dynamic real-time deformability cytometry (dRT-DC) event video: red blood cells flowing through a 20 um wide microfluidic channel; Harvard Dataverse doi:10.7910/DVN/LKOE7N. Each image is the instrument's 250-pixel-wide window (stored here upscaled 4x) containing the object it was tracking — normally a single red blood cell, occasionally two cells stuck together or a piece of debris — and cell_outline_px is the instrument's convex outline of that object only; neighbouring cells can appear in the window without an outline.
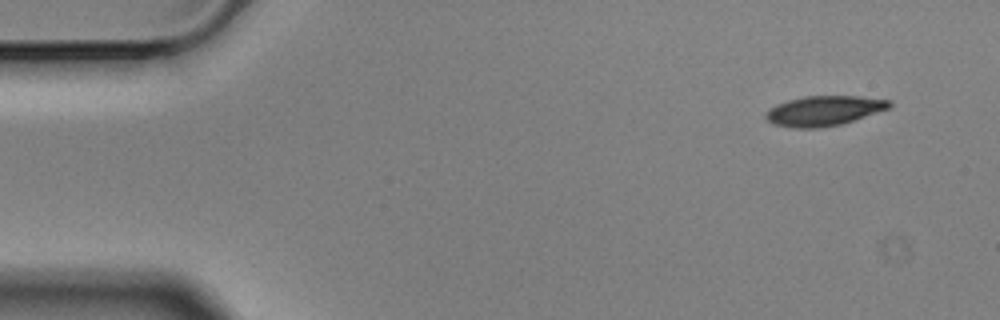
{"species": "Egyptian fruit bat (a non-hibernating species)", "species_latin": "Rousettus aegyptiacus", "temperature_condition": "cold", "stored_images_in_passage": 4, "camera_frame_rate_fps": 3000, "um_per_image_px": 0.085, "animal": {"sex": "male"}, "frame": {"image": 1, "passage_image": 1, "time_ms": 0.0, "image_size_px": [1000, 320], "cell_outline_px": [[892, 104], [888, 108], [840, 124], [820, 128], [796, 128], [772, 124], [764, 116], [764, 112], [768, 108], [776, 104], [788, 100], [804, 96], [860, 96], [892, 100]], "centroid_in_image_um": [69.97, 9.41], "position_along_channel_um": 15.0, "area_um2": 21.5}}
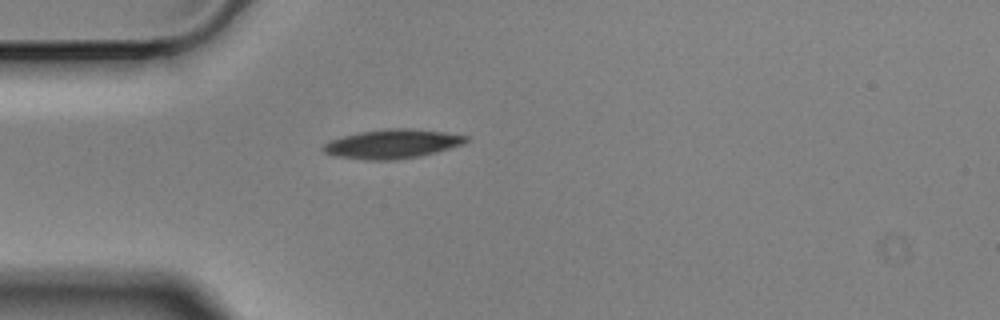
{"frame": {"image": 2, "passage_image": 4, "time_ms": 1.0, "image_size_px": [1000, 320], "cell_outline_px": [[468, 140], [464, 144], [436, 152], [420, 156], [396, 160], [364, 160], [332, 156], [324, 152], [320, 148], [324, 144], [332, 140], [344, 136], [360, 132], [388, 128], [412, 128], [444, 132], [468, 136]], "centroid_in_image_um": [33.33, 12.24], "position_along_channel_um": 51.7, "area_um2": 24.33}}